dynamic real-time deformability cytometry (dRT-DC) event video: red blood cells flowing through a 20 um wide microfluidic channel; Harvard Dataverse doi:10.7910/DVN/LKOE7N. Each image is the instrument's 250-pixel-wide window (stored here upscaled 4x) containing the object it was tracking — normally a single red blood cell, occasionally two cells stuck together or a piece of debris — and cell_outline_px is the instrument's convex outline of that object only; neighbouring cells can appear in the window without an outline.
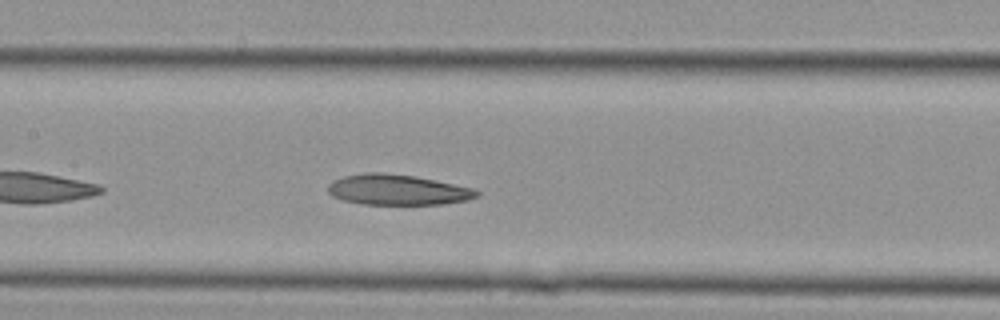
{"species": "Egyptian fruit bat (a non-hibernating species)", "species_latin": "Rousettus aegyptiacus", "temperature_condition": "cold", "stored_images_in_passage": 15, "camera_frame_rate_fps": 3000, "um_per_image_px": 0.085, "animal": {"sex": "female"}, "frame": {"image": 1, "passage_image": 11, "time_ms": 3.333, "image_size_px": [1000, 320], "cell_outline_px": [[480, 196], [468, 200], [440, 204], [360, 204], [344, 200], [332, 196], [328, 192], [328, 184], [332, 180], [344, 176], [368, 172], [380, 172], [416, 176], [436, 180], [472, 188], [480, 192]], "centroid_in_image_um": [33.78, 16.13], "position_along_channel_um": 173.6, "area_um2": 26.47}}
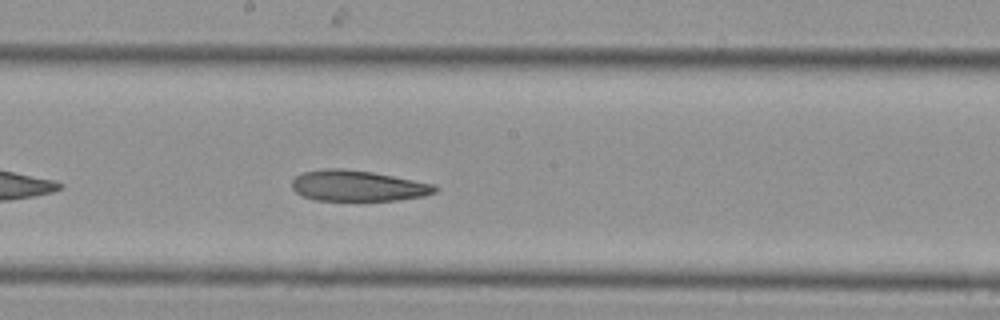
{"frame": {"image": 2, "passage_image": 13, "time_ms": 4.0, "image_size_px": [1000, 320], "cell_outline_px": [[440, 188], [436, 192], [424, 196], [396, 200], [316, 200], [304, 196], [296, 192], [292, 188], [292, 180], [296, 176], [304, 172], [320, 168], [340, 168], [372, 172], [436, 184]], "centroid_in_image_um": [30.44, 15.78], "position_along_channel_um": 217.8, "area_um2": 25.72}}
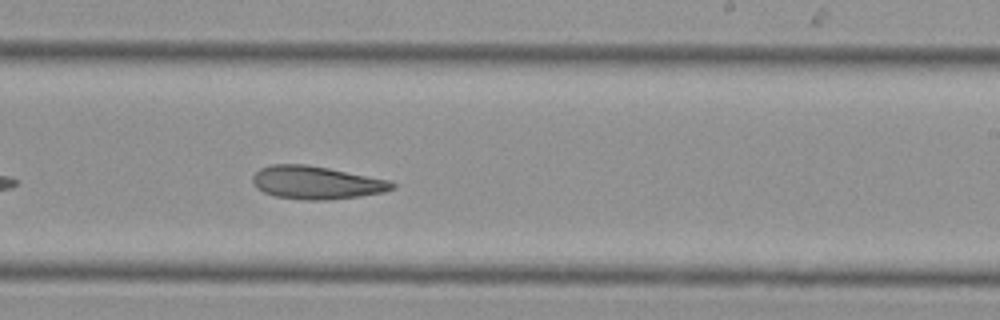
{"frame": {"image": 3, "passage_image": 15, "time_ms": 4.667, "image_size_px": [1000, 320], "cell_outline_px": [[396, 188], [384, 192], [360, 196], [324, 200], [304, 200], [276, 196], [264, 192], [256, 188], [252, 184], [252, 176], [260, 168], [272, 164], [304, 164], [328, 168], [388, 180], [396, 184]], "centroid_in_image_um": [26.86, 15.52], "position_along_channel_um": 262.1, "area_um2": 26.76}}